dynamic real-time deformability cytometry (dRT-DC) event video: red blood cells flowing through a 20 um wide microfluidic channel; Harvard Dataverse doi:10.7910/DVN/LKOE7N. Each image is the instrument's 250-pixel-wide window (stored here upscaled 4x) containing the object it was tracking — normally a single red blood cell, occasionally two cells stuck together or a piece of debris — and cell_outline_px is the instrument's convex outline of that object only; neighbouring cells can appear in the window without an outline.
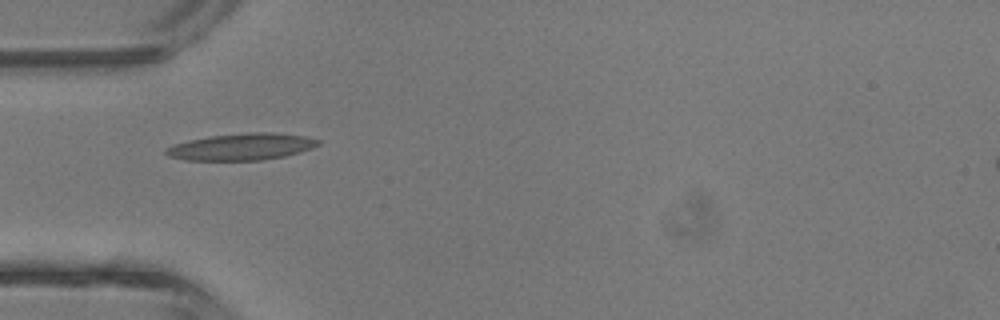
{"species": "common noctule bat (a hibernating species)", "species_latin": "Nyctalus noctula", "temperature_condition": "room temperature", "stored_images_in_passage": 5, "camera_frame_rate_fps": 3000, "um_per_image_px": 0.085, "animal": {"sex": "male", "body_mass_g": 13.3}, "frame": {"image": 1, "passage_image": 4, "time_ms": 4.333, "image_size_px": [1000, 320], "cell_outline_px": [[320, 144], [312, 148], [300, 152], [284, 156], [260, 160], [184, 160], [168, 156], [164, 152], [164, 148], [172, 144], [188, 140], [208, 136], [248, 132], [272, 132], [304, 136], [320, 140]], "centroid_in_image_um": [20.49, 12.47], "position_along_channel_um": 64.5, "area_um2": 23.87}}
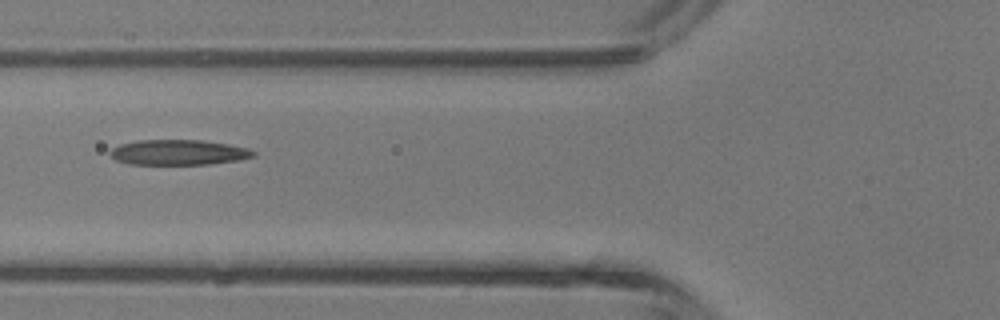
{"frame": {"image": 2, "passage_image": 5, "time_ms": 5.333, "image_size_px": [1000, 320], "cell_outline_px": [[256, 156], [240, 160], [212, 164], [128, 164], [116, 160], [108, 152], [112, 148], [120, 144], [140, 140], [200, 140], [228, 144], [248, 148], [256, 152]], "centroid_in_image_um": [15.2, 12.95], "position_along_channel_um": 110.6, "area_um2": 21.15}}